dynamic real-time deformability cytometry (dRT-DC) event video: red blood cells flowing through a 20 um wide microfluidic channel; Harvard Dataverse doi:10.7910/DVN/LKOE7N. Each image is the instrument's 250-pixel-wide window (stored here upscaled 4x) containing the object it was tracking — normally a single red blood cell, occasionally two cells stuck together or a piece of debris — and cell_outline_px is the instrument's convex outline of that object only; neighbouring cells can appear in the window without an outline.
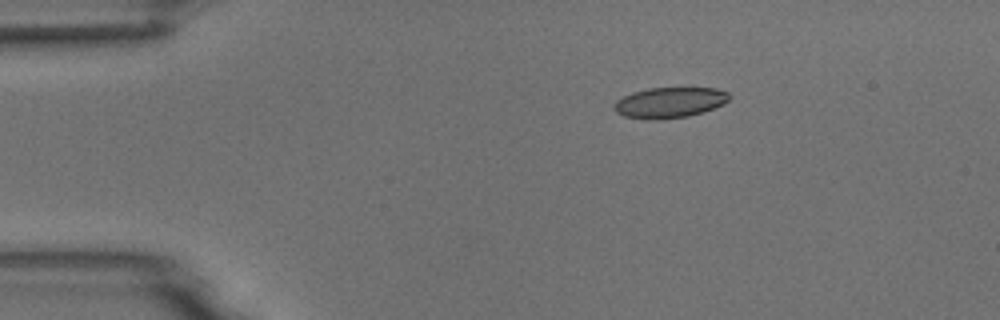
{"species": "common noctule bat (a hibernating species)", "species_latin": "Nyctalus noctula", "temperature_condition": "room temperature", "stored_images_in_passage": 3, "camera_frame_rate_fps": 3000, "um_per_image_px": 0.085, "animal": {"sex": "male", "body_mass_g": 18.8}, "frame": {"image": 1, "passage_image": 1, "time_ms": 0.0, "image_size_px": [1000, 320], "cell_outline_px": [[732, 96], [724, 104], [688, 116], [652, 120], [648, 120], [624, 116], [616, 112], [612, 108], [612, 104], [616, 100], [632, 92], [648, 88], [716, 88], [728, 92]], "centroid_in_image_um": [56.88, 8.71], "position_along_channel_um": 28.1, "area_um2": 20.58}}
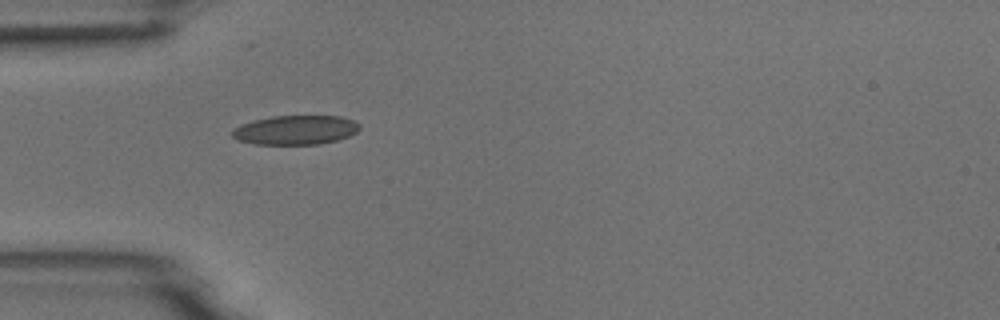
{"frame": {"image": 2, "passage_image": 3, "time_ms": 2.333, "image_size_px": [1000, 320], "cell_outline_px": [[360, 128], [356, 132], [348, 136], [336, 140], [320, 144], [252, 144], [240, 140], [232, 136], [232, 128], [240, 124], [252, 120], [272, 116], [340, 116], [356, 120], [360, 124]], "centroid_in_image_um": [25.12, 11.04], "position_along_channel_um": 59.9, "area_um2": 21.85}}